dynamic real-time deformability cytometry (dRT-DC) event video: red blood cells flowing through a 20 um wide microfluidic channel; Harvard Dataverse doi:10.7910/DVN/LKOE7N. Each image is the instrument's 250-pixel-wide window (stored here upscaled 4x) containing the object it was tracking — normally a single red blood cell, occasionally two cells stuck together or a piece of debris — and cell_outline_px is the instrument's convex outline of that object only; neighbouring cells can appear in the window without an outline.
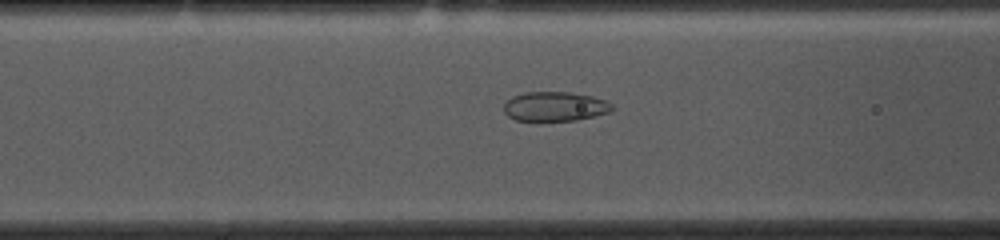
{"species": "common noctule bat (a hibernating species)", "species_latin": "Nyctalus noctula", "temperature_condition": "cold", "stored_images_in_passage": 53, "camera_frame_rate_fps": 3000, "um_per_image_px": 0.085, "animal": {"sex": "female", "body_mass_g": 10.0, "forearm_length_mm": 53.1}, "frame": {"image": 1, "passage_image": 19, "time_ms": 6.0, "image_size_px": [1000, 240], "cell_outline_px": [[616, 108], [612, 112], [596, 116], [576, 120], [516, 120], [508, 116], [504, 112], [504, 104], [512, 96], [524, 92], [568, 92], [592, 96], [604, 100], [612, 104]], "centroid_in_image_um": [47.21, 9.04], "position_along_channel_um": 119.4, "area_um2": 18.61}}
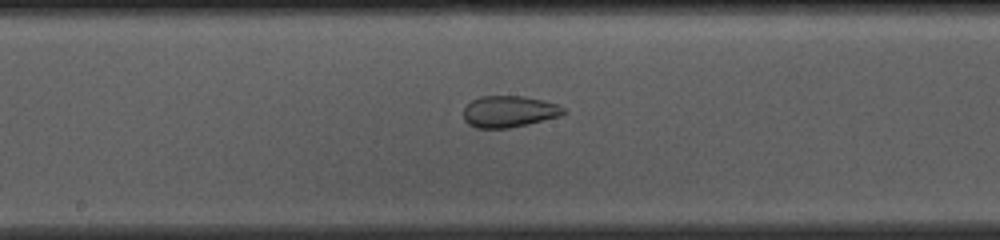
{"frame": {"image": 2, "passage_image": 26, "time_ms": 8.333, "image_size_px": [1000, 240], "cell_outline_px": [[568, 112], [560, 116], [528, 124], [508, 128], [476, 128], [468, 124], [464, 120], [464, 108], [472, 100], [480, 96], [524, 96], [556, 104], [564, 108]], "centroid_in_image_um": [43.26, 9.48], "position_along_channel_um": 204.9, "area_um2": 18.32}}
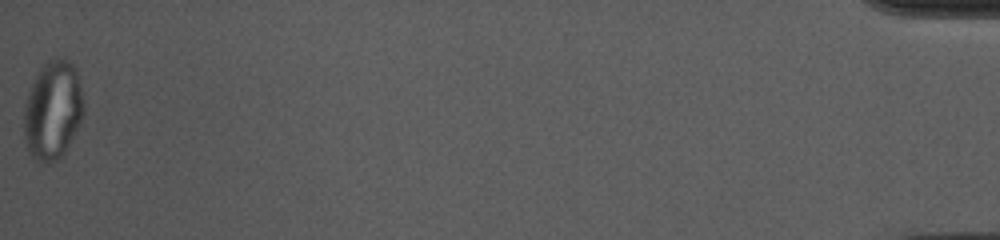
{"frame": {"image": 3, "passage_image": 53, "time_ms": 17.333, "image_size_px": [1000, 240], "cell_outline_px": [[84, 112], [64, 152], [56, 160], [36, 160], [28, 152], [24, 136], [24, 108], [28, 92], [40, 68], [48, 60], [60, 56], [64, 56], [76, 68], [84, 104]], "centroid_in_image_um": [4.48, 9.3], "position_along_channel_um": 430.7, "area_um2": 33.87}, "authors_computed_cell_mechanics": {"area_um2": 25.6054, "velocity_mm_per_s": 3.6642, "shape_relaxation_time_tau1_ms": null, "shape_relaxation_time_tau2_ms": 1.4355, "deformation_change_tau1": null, "deformation_change_tau2": 0.0708}}